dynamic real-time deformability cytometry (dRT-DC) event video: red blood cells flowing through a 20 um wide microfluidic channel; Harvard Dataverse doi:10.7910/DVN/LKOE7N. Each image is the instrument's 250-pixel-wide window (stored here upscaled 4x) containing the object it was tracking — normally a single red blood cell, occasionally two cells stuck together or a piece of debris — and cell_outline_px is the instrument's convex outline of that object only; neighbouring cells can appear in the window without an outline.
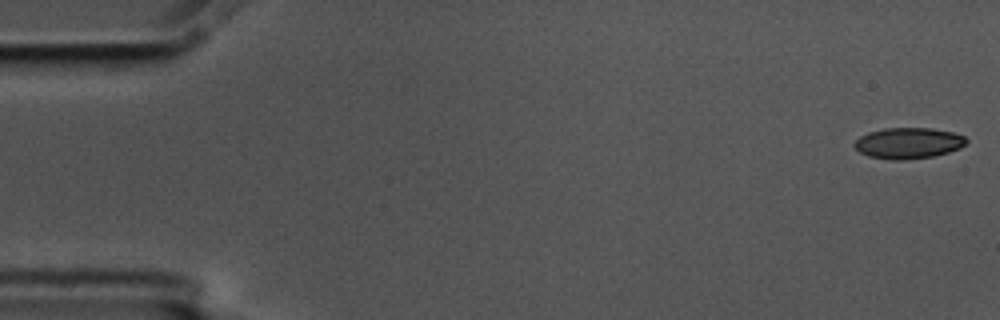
{"species": "common noctule bat (a hibernating species)", "species_latin": "Nyctalus noctula", "temperature_condition": "cold", "stored_images_in_passage": 56, "camera_frame_rate_fps": 3000, "um_per_image_px": 0.085, "animal": {"sex": "male", "body_mass_g": 17.5, "forearm_length_mm": 52.3}, "frame": {"image": 1, "passage_image": 1, "time_ms": 0.0, "image_size_px": [1000, 320], "cell_outline_px": [[968, 140], [960, 148], [948, 152], [932, 156], [904, 160], [892, 160], [868, 156], [860, 152], [852, 144], [860, 136], [868, 132], [884, 128], [932, 128], [952, 132], [964, 136]], "centroid_in_image_um": [77.19, 12.16], "position_along_channel_um": 7.8, "area_um2": 20.17}}
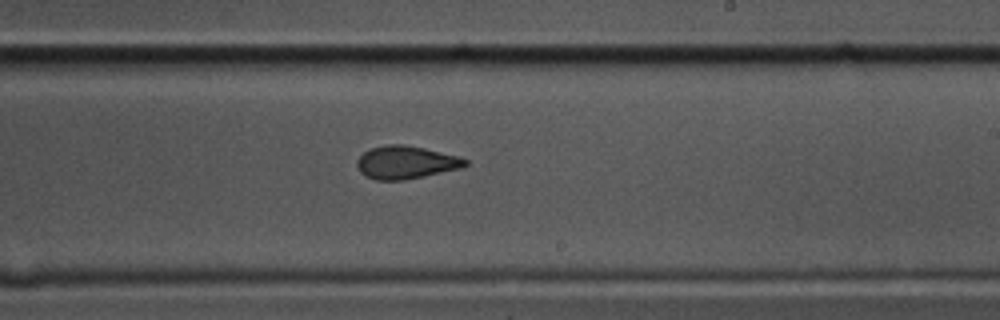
{"frame": {"image": 2, "passage_image": 33, "time_ms": 10.667, "image_size_px": [1000, 320], "cell_outline_px": [[468, 164], [464, 168], [404, 180], [376, 180], [364, 176], [360, 172], [356, 164], [356, 160], [364, 152], [372, 148], [388, 144], [404, 144], [424, 148], [460, 156], [468, 160]], "centroid_in_image_um": [34.52, 13.81], "position_along_channel_um": 254.5, "area_um2": 20.98}}
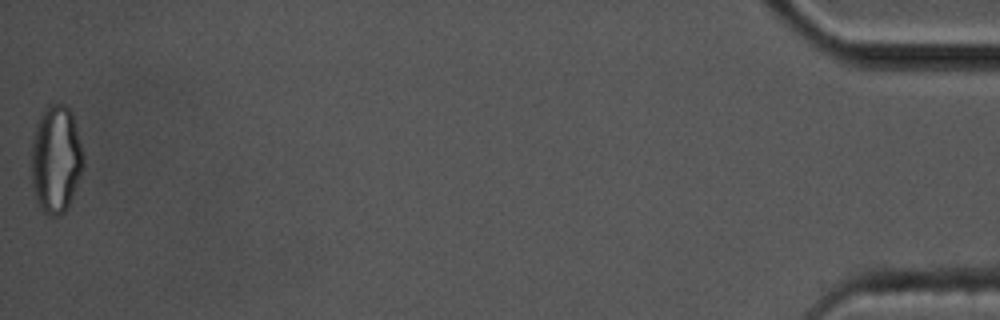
{"frame": {"image": 3, "passage_image": 56, "time_ms": 18.333, "image_size_px": [1000, 320], "cell_outline_px": [[84, 168], [72, 196], [64, 212], [56, 216], [48, 216], [36, 204], [32, 188], [32, 140], [36, 124], [40, 112], [48, 104], [64, 104], [72, 112], [84, 156]], "centroid_in_image_um": [4.74, 13.53], "position_along_channel_um": 430.5, "area_um2": 32.95}, "authors_computed_cell_mechanics": {"area_um2": 21.1259, "velocity_mm_per_s": 3.5799, "shape_relaxation_time_tau1_ms": 6.7671, "shape_relaxation_time_tau2_ms": 2.6515, "deformation_change_tau1": 0.1647, "deformation_change_tau2": 0.0832}}